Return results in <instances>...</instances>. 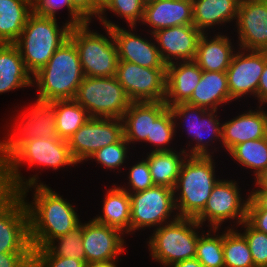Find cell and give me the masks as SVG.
Listing matches in <instances>:
<instances>
[{
  "mask_svg": "<svg viewBox=\"0 0 267 267\" xmlns=\"http://www.w3.org/2000/svg\"><path fill=\"white\" fill-rule=\"evenodd\" d=\"M209 228L207 234L201 230L197 245L195 258L204 267H225L223 252V230ZM212 232V233H211Z\"/></svg>",
  "mask_w": 267,
  "mask_h": 267,
  "instance_id": "obj_37",
  "label": "cell"
},
{
  "mask_svg": "<svg viewBox=\"0 0 267 267\" xmlns=\"http://www.w3.org/2000/svg\"><path fill=\"white\" fill-rule=\"evenodd\" d=\"M29 190L33 192L32 201L27 200ZM19 194L28 209L32 248H44L51 240L74 230L81 223L78 211L69 200L47 184L28 186Z\"/></svg>",
  "mask_w": 267,
  "mask_h": 267,
  "instance_id": "obj_2",
  "label": "cell"
},
{
  "mask_svg": "<svg viewBox=\"0 0 267 267\" xmlns=\"http://www.w3.org/2000/svg\"><path fill=\"white\" fill-rule=\"evenodd\" d=\"M75 44L66 40L46 65L33 75L37 99L44 101L74 99L84 79Z\"/></svg>",
  "mask_w": 267,
  "mask_h": 267,
  "instance_id": "obj_3",
  "label": "cell"
},
{
  "mask_svg": "<svg viewBox=\"0 0 267 267\" xmlns=\"http://www.w3.org/2000/svg\"><path fill=\"white\" fill-rule=\"evenodd\" d=\"M116 78L131 102H164L166 68H145L118 61Z\"/></svg>",
  "mask_w": 267,
  "mask_h": 267,
  "instance_id": "obj_14",
  "label": "cell"
},
{
  "mask_svg": "<svg viewBox=\"0 0 267 267\" xmlns=\"http://www.w3.org/2000/svg\"><path fill=\"white\" fill-rule=\"evenodd\" d=\"M57 20L32 12L14 43L32 75L43 68L55 51L69 39L72 27L66 22L60 26Z\"/></svg>",
  "mask_w": 267,
  "mask_h": 267,
  "instance_id": "obj_5",
  "label": "cell"
},
{
  "mask_svg": "<svg viewBox=\"0 0 267 267\" xmlns=\"http://www.w3.org/2000/svg\"><path fill=\"white\" fill-rule=\"evenodd\" d=\"M143 1H144V3H147V2L152 1V0H143Z\"/></svg>",
  "mask_w": 267,
  "mask_h": 267,
  "instance_id": "obj_55",
  "label": "cell"
},
{
  "mask_svg": "<svg viewBox=\"0 0 267 267\" xmlns=\"http://www.w3.org/2000/svg\"><path fill=\"white\" fill-rule=\"evenodd\" d=\"M202 34L193 24H189L160 29L153 36L167 66L175 62L193 61Z\"/></svg>",
  "mask_w": 267,
  "mask_h": 267,
  "instance_id": "obj_20",
  "label": "cell"
},
{
  "mask_svg": "<svg viewBox=\"0 0 267 267\" xmlns=\"http://www.w3.org/2000/svg\"><path fill=\"white\" fill-rule=\"evenodd\" d=\"M213 156H187L173 189L179 217L196 218L206 206L217 178Z\"/></svg>",
  "mask_w": 267,
  "mask_h": 267,
  "instance_id": "obj_4",
  "label": "cell"
},
{
  "mask_svg": "<svg viewBox=\"0 0 267 267\" xmlns=\"http://www.w3.org/2000/svg\"><path fill=\"white\" fill-rule=\"evenodd\" d=\"M33 267H86V263L70 257L33 256Z\"/></svg>",
  "mask_w": 267,
  "mask_h": 267,
  "instance_id": "obj_43",
  "label": "cell"
},
{
  "mask_svg": "<svg viewBox=\"0 0 267 267\" xmlns=\"http://www.w3.org/2000/svg\"><path fill=\"white\" fill-rule=\"evenodd\" d=\"M203 226L194 218L178 217L151 231L147 246L150 256L164 267L196 256V245ZM200 232V233H199Z\"/></svg>",
  "mask_w": 267,
  "mask_h": 267,
  "instance_id": "obj_6",
  "label": "cell"
},
{
  "mask_svg": "<svg viewBox=\"0 0 267 267\" xmlns=\"http://www.w3.org/2000/svg\"><path fill=\"white\" fill-rule=\"evenodd\" d=\"M77 164L66 140L35 138L24 141L2 162V190L19 193L28 186L46 184L39 180L38 173L28 178L23 176L20 169L22 166L27 165L30 169L46 167L55 171Z\"/></svg>",
  "mask_w": 267,
  "mask_h": 267,
  "instance_id": "obj_1",
  "label": "cell"
},
{
  "mask_svg": "<svg viewBox=\"0 0 267 267\" xmlns=\"http://www.w3.org/2000/svg\"><path fill=\"white\" fill-rule=\"evenodd\" d=\"M202 69L194 61H181L166 66V95L164 103L174 106L186 103L197 87Z\"/></svg>",
  "mask_w": 267,
  "mask_h": 267,
  "instance_id": "obj_24",
  "label": "cell"
},
{
  "mask_svg": "<svg viewBox=\"0 0 267 267\" xmlns=\"http://www.w3.org/2000/svg\"><path fill=\"white\" fill-rule=\"evenodd\" d=\"M167 108L164 102L130 103L122 118L124 138L130 146L151 138L152 124Z\"/></svg>",
  "mask_w": 267,
  "mask_h": 267,
  "instance_id": "obj_23",
  "label": "cell"
},
{
  "mask_svg": "<svg viewBox=\"0 0 267 267\" xmlns=\"http://www.w3.org/2000/svg\"><path fill=\"white\" fill-rule=\"evenodd\" d=\"M33 252L29 214L23 197L0 190V253Z\"/></svg>",
  "mask_w": 267,
  "mask_h": 267,
  "instance_id": "obj_13",
  "label": "cell"
},
{
  "mask_svg": "<svg viewBox=\"0 0 267 267\" xmlns=\"http://www.w3.org/2000/svg\"><path fill=\"white\" fill-rule=\"evenodd\" d=\"M113 184L103 198L102 214L93 216L96 222L120 230L123 234H130L131 199L127 191L119 185Z\"/></svg>",
  "mask_w": 267,
  "mask_h": 267,
  "instance_id": "obj_29",
  "label": "cell"
},
{
  "mask_svg": "<svg viewBox=\"0 0 267 267\" xmlns=\"http://www.w3.org/2000/svg\"><path fill=\"white\" fill-rule=\"evenodd\" d=\"M130 28L119 25L112 28L119 61L135 63L145 68H166L153 34H150L151 38L148 39L133 32L137 30L136 26Z\"/></svg>",
  "mask_w": 267,
  "mask_h": 267,
  "instance_id": "obj_19",
  "label": "cell"
},
{
  "mask_svg": "<svg viewBox=\"0 0 267 267\" xmlns=\"http://www.w3.org/2000/svg\"><path fill=\"white\" fill-rule=\"evenodd\" d=\"M240 1L192 0L193 25L202 33H210V28L236 23Z\"/></svg>",
  "mask_w": 267,
  "mask_h": 267,
  "instance_id": "obj_26",
  "label": "cell"
},
{
  "mask_svg": "<svg viewBox=\"0 0 267 267\" xmlns=\"http://www.w3.org/2000/svg\"><path fill=\"white\" fill-rule=\"evenodd\" d=\"M225 228L223 232L225 267H254L248 243L241 231L229 226Z\"/></svg>",
  "mask_w": 267,
  "mask_h": 267,
  "instance_id": "obj_36",
  "label": "cell"
},
{
  "mask_svg": "<svg viewBox=\"0 0 267 267\" xmlns=\"http://www.w3.org/2000/svg\"><path fill=\"white\" fill-rule=\"evenodd\" d=\"M241 187L235 180L219 179L214 185L209 199L203 211L195 218L202 226L209 228L222 229L221 225L224 222L232 221L231 228H238V226L246 221L247 206L249 201V194L246 198L242 197ZM227 220V221H226Z\"/></svg>",
  "mask_w": 267,
  "mask_h": 267,
  "instance_id": "obj_12",
  "label": "cell"
},
{
  "mask_svg": "<svg viewBox=\"0 0 267 267\" xmlns=\"http://www.w3.org/2000/svg\"><path fill=\"white\" fill-rule=\"evenodd\" d=\"M90 22L72 27L69 39L75 44L84 76L114 77L117 74L118 51L112 34V28L104 33L90 30Z\"/></svg>",
  "mask_w": 267,
  "mask_h": 267,
  "instance_id": "obj_7",
  "label": "cell"
},
{
  "mask_svg": "<svg viewBox=\"0 0 267 267\" xmlns=\"http://www.w3.org/2000/svg\"><path fill=\"white\" fill-rule=\"evenodd\" d=\"M72 6L90 23L100 15L101 5L96 0H70Z\"/></svg>",
  "mask_w": 267,
  "mask_h": 267,
  "instance_id": "obj_45",
  "label": "cell"
},
{
  "mask_svg": "<svg viewBox=\"0 0 267 267\" xmlns=\"http://www.w3.org/2000/svg\"><path fill=\"white\" fill-rule=\"evenodd\" d=\"M0 267H33V252L0 253Z\"/></svg>",
  "mask_w": 267,
  "mask_h": 267,
  "instance_id": "obj_44",
  "label": "cell"
},
{
  "mask_svg": "<svg viewBox=\"0 0 267 267\" xmlns=\"http://www.w3.org/2000/svg\"><path fill=\"white\" fill-rule=\"evenodd\" d=\"M244 112L222 122V148L227 152L240 143L267 137V109L258 104Z\"/></svg>",
  "mask_w": 267,
  "mask_h": 267,
  "instance_id": "obj_21",
  "label": "cell"
},
{
  "mask_svg": "<svg viewBox=\"0 0 267 267\" xmlns=\"http://www.w3.org/2000/svg\"><path fill=\"white\" fill-rule=\"evenodd\" d=\"M35 101L31 107H25L24 112L19 111L18 116L13 115V124L7 125L12 129H7L6 137L4 136L2 141L0 139L1 163L24 141L35 138H58L55 100L44 101L36 98Z\"/></svg>",
  "mask_w": 267,
  "mask_h": 267,
  "instance_id": "obj_9",
  "label": "cell"
},
{
  "mask_svg": "<svg viewBox=\"0 0 267 267\" xmlns=\"http://www.w3.org/2000/svg\"><path fill=\"white\" fill-rule=\"evenodd\" d=\"M256 188H267V166L254 178Z\"/></svg>",
  "mask_w": 267,
  "mask_h": 267,
  "instance_id": "obj_49",
  "label": "cell"
},
{
  "mask_svg": "<svg viewBox=\"0 0 267 267\" xmlns=\"http://www.w3.org/2000/svg\"><path fill=\"white\" fill-rule=\"evenodd\" d=\"M257 100L260 106L267 105V63L265 64L263 73L260 76L257 91Z\"/></svg>",
  "mask_w": 267,
  "mask_h": 267,
  "instance_id": "obj_48",
  "label": "cell"
},
{
  "mask_svg": "<svg viewBox=\"0 0 267 267\" xmlns=\"http://www.w3.org/2000/svg\"><path fill=\"white\" fill-rule=\"evenodd\" d=\"M246 221L257 231L267 234V210H247Z\"/></svg>",
  "mask_w": 267,
  "mask_h": 267,
  "instance_id": "obj_47",
  "label": "cell"
},
{
  "mask_svg": "<svg viewBox=\"0 0 267 267\" xmlns=\"http://www.w3.org/2000/svg\"><path fill=\"white\" fill-rule=\"evenodd\" d=\"M228 154L239 166L253 170L255 178L267 166V137L240 143Z\"/></svg>",
  "mask_w": 267,
  "mask_h": 267,
  "instance_id": "obj_34",
  "label": "cell"
},
{
  "mask_svg": "<svg viewBox=\"0 0 267 267\" xmlns=\"http://www.w3.org/2000/svg\"><path fill=\"white\" fill-rule=\"evenodd\" d=\"M235 25L238 48L267 51L266 0H241Z\"/></svg>",
  "mask_w": 267,
  "mask_h": 267,
  "instance_id": "obj_17",
  "label": "cell"
},
{
  "mask_svg": "<svg viewBox=\"0 0 267 267\" xmlns=\"http://www.w3.org/2000/svg\"><path fill=\"white\" fill-rule=\"evenodd\" d=\"M213 37L209 33H203L200 37L194 62L203 71L224 72L230 66L232 57L236 52V47L231 42L232 39L224 35L221 31ZM210 37H209V36ZM212 37V38H211Z\"/></svg>",
  "mask_w": 267,
  "mask_h": 267,
  "instance_id": "obj_25",
  "label": "cell"
},
{
  "mask_svg": "<svg viewBox=\"0 0 267 267\" xmlns=\"http://www.w3.org/2000/svg\"><path fill=\"white\" fill-rule=\"evenodd\" d=\"M33 87V75L27 70L15 44L0 43V94Z\"/></svg>",
  "mask_w": 267,
  "mask_h": 267,
  "instance_id": "obj_28",
  "label": "cell"
},
{
  "mask_svg": "<svg viewBox=\"0 0 267 267\" xmlns=\"http://www.w3.org/2000/svg\"><path fill=\"white\" fill-rule=\"evenodd\" d=\"M87 111L74 99L55 100V122L58 138H69L88 120Z\"/></svg>",
  "mask_w": 267,
  "mask_h": 267,
  "instance_id": "obj_32",
  "label": "cell"
},
{
  "mask_svg": "<svg viewBox=\"0 0 267 267\" xmlns=\"http://www.w3.org/2000/svg\"><path fill=\"white\" fill-rule=\"evenodd\" d=\"M123 136L122 119L90 118L67 142L74 160L83 164L96 151L117 143Z\"/></svg>",
  "mask_w": 267,
  "mask_h": 267,
  "instance_id": "obj_15",
  "label": "cell"
},
{
  "mask_svg": "<svg viewBox=\"0 0 267 267\" xmlns=\"http://www.w3.org/2000/svg\"><path fill=\"white\" fill-rule=\"evenodd\" d=\"M247 210H267V188L251 189Z\"/></svg>",
  "mask_w": 267,
  "mask_h": 267,
  "instance_id": "obj_46",
  "label": "cell"
},
{
  "mask_svg": "<svg viewBox=\"0 0 267 267\" xmlns=\"http://www.w3.org/2000/svg\"><path fill=\"white\" fill-rule=\"evenodd\" d=\"M129 195L131 199L130 234L132 235L139 229L145 231V229L154 228L155 230V227L158 228L179 217L173 189L169 187L154 185Z\"/></svg>",
  "mask_w": 267,
  "mask_h": 267,
  "instance_id": "obj_11",
  "label": "cell"
},
{
  "mask_svg": "<svg viewBox=\"0 0 267 267\" xmlns=\"http://www.w3.org/2000/svg\"><path fill=\"white\" fill-rule=\"evenodd\" d=\"M124 236L120 230L94 219L82 222V244L86 264L119 259L127 245Z\"/></svg>",
  "mask_w": 267,
  "mask_h": 267,
  "instance_id": "obj_18",
  "label": "cell"
},
{
  "mask_svg": "<svg viewBox=\"0 0 267 267\" xmlns=\"http://www.w3.org/2000/svg\"><path fill=\"white\" fill-rule=\"evenodd\" d=\"M171 267H204V266L194 257L178 262Z\"/></svg>",
  "mask_w": 267,
  "mask_h": 267,
  "instance_id": "obj_50",
  "label": "cell"
},
{
  "mask_svg": "<svg viewBox=\"0 0 267 267\" xmlns=\"http://www.w3.org/2000/svg\"><path fill=\"white\" fill-rule=\"evenodd\" d=\"M128 168L127 180L129 182L126 186L120 185L121 189L128 193H137L154 186L148 163L144 158H141V161L137 160Z\"/></svg>",
  "mask_w": 267,
  "mask_h": 267,
  "instance_id": "obj_42",
  "label": "cell"
},
{
  "mask_svg": "<svg viewBox=\"0 0 267 267\" xmlns=\"http://www.w3.org/2000/svg\"><path fill=\"white\" fill-rule=\"evenodd\" d=\"M33 256L70 257L86 263L82 244V222L74 230L51 240L44 248H33Z\"/></svg>",
  "mask_w": 267,
  "mask_h": 267,
  "instance_id": "obj_33",
  "label": "cell"
},
{
  "mask_svg": "<svg viewBox=\"0 0 267 267\" xmlns=\"http://www.w3.org/2000/svg\"><path fill=\"white\" fill-rule=\"evenodd\" d=\"M119 259H113L108 261L91 262L86 264V267H118Z\"/></svg>",
  "mask_w": 267,
  "mask_h": 267,
  "instance_id": "obj_51",
  "label": "cell"
},
{
  "mask_svg": "<svg viewBox=\"0 0 267 267\" xmlns=\"http://www.w3.org/2000/svg\"><path fill=\"white\" fill-rule=\"evenodd\" d=\"M238 227L245 229L241 234L248 243L254 267H267V234L257 231L247 221Z\"/></svg>",
  "mask_w": 267,
  "mask_h": 267,
  "instance_id": "obj_41",
  "label": "cell"
},
{
  "mask_svg": "<svg viewBox=\"0 0 267 267\" xmlns=\"http://www.w3.org/2000/svg\"><path fill=\"white\" fill-rule=\"evenodd\" d=\"M266 63L267 51L244 50L237 47L226 70L232 101L247 98L248 95L257 100L258 84Z\"/></svg>",
  "mask_w": 267,
  "mask_h": 267,
  "instance_id": "obj_16",
  "label": "cell"
},
{
  "mask_svg": "<svg viewBox=\"0 0 267 267\" xmlns=\"http://www.w3.org/2000/svg\"><path fill=\"white\" fill-rule=\"evenodd\" d=\"M180 150L152 151L146 153V158L143 157L148 163L154 185L174 189L182 163L188 156L183 148Z\"/></svg>",
  "mask_w": 267,
  "mask_h": 267,
  "instance_id": "obj_30",
  "label": "cell"
},
{
  "mask_svg": "<svg viewBox=\"0 0 267 267\" xmlns=\"http://www.w3.org/2000/svg\"><path fill=\"white\" fill-rule=\"evenodd\" d=\"M66 8L70 18L65 22L71 27L82 26L88 21L72 6L70 0H36L32 5V12L36 15L56 18L58 10Z\"/></svg>",
  "mask_w": 267,
  "mask_h": 267,
  "instance_id": "obj_40",
  "label": "cell"
},
{
  "mask_svg": "<svg viewBox=\"0 0 267 267\" xmlns=\"http://www.w3.org/2000/svg\"><path fill=\"white\" fill-rule=\"evenodd\" d=\"M100 5H102L106 0H96Z\"/></svg>",
  "mask_w": 267,
  "mask_h": 267,
  "instance_id": "obj_54",
  "label": "cell"
},
{
  "mask_svg": "<svg viewBox=\"0 0 267 267\" xmlns=\"http://www.w3.org/2000/svg\"><path fill=\"white\" fill-rule=\"evenodd\" d=\"M175 133L173 116L167 108L152 124L151 138H147L145 143L153 146L150 152L171 151L174 150L172 141L175 139Z\"/></svg>",
  "mask_w": 267,
  "mask_h": 267,
  "instance_id": "obj_38",
  "label": "cell"
},
{
  "mask_svg": "<svg viewBox=\"0 0 267 267\" xmlns=\"http://www.w3.org/2000/svg\"><path fill=\"white\" fill-rule=\"evenodd\" d=\"M168 108L173 116L176 133L177 126L182 125V122L184 129L187 126L185 130L188 133V139L191 137V142L188 141V150L184 148V151L188 156H213V151L216 152L218 148L211 145L215 142L217 144V141L222 147V121L220 123L218 111L207 110L188 103H179ZM211 147L212 149H209Z\"/></svg>",
  "mask_w": 267,
  "mask_h": 267,
  "instance_id": "obj_8",
  "label": "cell"
},
{
  "mask_svg": "<svg viewBox=\"0 0 267 267\" xmlns=\"http://www.w3.org/2000/svg\"><path fill=\"white\" fill-rule=\"evenodd\" d=\"M140 24L150 27L149 34L168 27L193 24L192 0L149 1L145 3Z\"/></svg>",
  "mask_w": 267,
  "mask_h": 267,
  "instance_id": "obj_22",
  "label": "cell"
},
{
  "mask_svg": "<svg viewBox=\"0 0 267 267\" xmlns=\"http://www.w3.org/2000/svg\"><path fill=\"white\" fill-rule=\"evenodd\" d=\"M74 100L87 111L90 118L122 119L131 103L116 76H85Z\"/></svg>",
  "mask_w": 267,
  "mask_h": 267,
  "instance_id": "obj_10",
  "label": "cell"
},
{
  "mask_svg": "<svg viewBox=\"0 0 267 267\" xmlns=\"http://www.w3.org/2000/svg\"><path fill=\"white\" fill-rule=\"evenodd\" d=\"M31 13L26 0H0V43L14 44Z\"/></svg>",
  "mask_w": 267,
  "mask_h": 267,
  "instance_id": "obj_31",
  "label": "cell"
},
{
  "mask_svg": "<svg viewBox=\"0 0 267 267\" xmlns=\"http://www.w3.org/2000/svg\"><path fill=\"white\" fill-rule=\"evenodd\" d=\"M129 143L125 140L124 136L117 142L111 145H108L104 148H101L100 150L96 151L88 160H95L97 164L102 166L103 168H107L110 170V172L113 170H118V173L120 169H124L125 163H127V159H129L131 153L130 151ZM128 154V155H127ZM127 158V159H126Z\"/></svg>",
  "mask_w": 267,
  "mask_h": 267,
  "instance_id": "obj_39",
  "label": "cell"
},
{
  "mask_svg": "<svg viewBox=\"0 0 267 267\" xmlns=\"http://www.w3.org/2000/svg\"><path fill=\"white\" fill-rule=\"evenodd\" d=\"M232 102L226 71H203L191 98L186 102L207 110L218 111L220 106Z\"/></svg>",
  "mask_w": 267,
  "mask_h": 267,
  "instance_id": "obj_27",
  "label": "cell"
},
{
  "mask_svg": "<svg viewBox=\"0 0 267 267\" xmlns=\"http://www.w3.org/2000/svg\"><path fill=\"white\" fill-rule=\"evenodd\" d=\"M0 190H2V163L0 162Z\"/></svg>",
  "mask_w": 267,
  "mask_h": 267,
  "instance_id": "obj_52",
  "label": "cell"
},
{
  "mask_svg": "<svg viewBox=\"0 0 267 267\" xmlns=\"http://www.w3.org/2000/svg\"><path fill=\"white\" fill-rule=\"evenodd\" d=\"M26 1L29 2L31 5H33L36 2V0H26Z\"/></svg>",
  "mask_w": 267,
  "mask_h": 267,
  "instance_id": "obj_53",
  "label": "cell"
},
{
  "mask_svg": "<svg viewBox=\"0 0 267 267\" xmlns=\"http://www.w3.org/2000/svg\"><path fill=\"white\" fill-rule=\"evenodd\" d=\"M145 3L143 0H106L100 9L97 20L103 27L114 28L118 26L106 17L105 12L111 11L117 17L124 18L127 26H138L141 23L144 13ZM138 23V24H137Z\"/></svg>",
  "mask_w": 267,
  "mask_h": 267,
  "instance_id": "obj_35",
  "label": "cell"
}]
</instances>
